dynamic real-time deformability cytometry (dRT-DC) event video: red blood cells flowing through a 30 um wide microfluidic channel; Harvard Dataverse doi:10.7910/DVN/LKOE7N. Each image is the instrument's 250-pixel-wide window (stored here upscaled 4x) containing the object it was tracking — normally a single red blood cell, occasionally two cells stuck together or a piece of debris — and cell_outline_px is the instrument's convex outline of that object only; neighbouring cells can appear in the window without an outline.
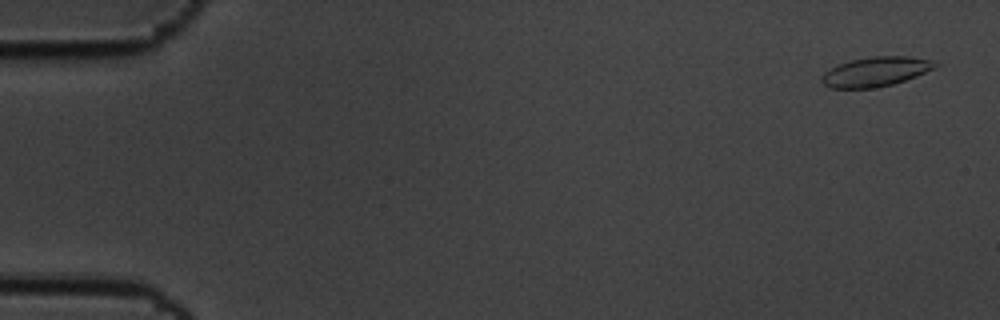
{"species": "common noctule bat (a hibernating species)", "species_latin": "Nyctalus noctula", "temperature_condition": "cold", "stored_images_in_passage": 8, "camera_frame_rate_fps": 3000, "um_per_image_px": 0.085, "animal": {"sex": "male", "body_mass_g": 19.5, "forearm_length_mm": 54.6}, "frame": {"image": 1, "passage_image": 1, "time_ms": 0.0, "image_size_px": [1000, 320], "cell_outline_px": [[940, 64], [916, 76], [892, 84], [876, 88], [832, 88], [824, 84], [820, 80], [824, 72], [836, 64], [852, 60], [872, 56], [908, 56], [932, 60]], "centroid_in_image_um": [74.4, 6.08], "position_along_channel_um": 10.6, "area_um2": 19.42}}
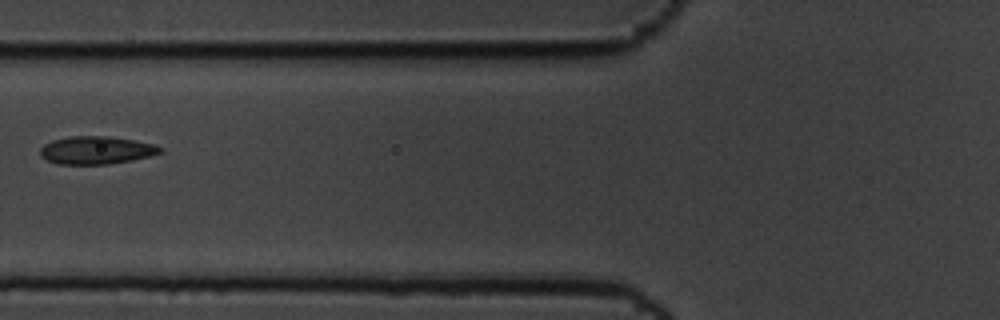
{"frame": {"image": 2, "passage_image": 7, "time_ms": 2.0, "image_size_px": [1000, 320], "cell_outline_px": [[164, 152], [132, 160], [108, 164], [56, 164], [40, 156], [40, 148], [44, 144], [52, 140], [72, 136], [108, 136], [156, 144], [164, 148]], "centroid_in_image_um": [8.2, 12.76], "position_along_channel_um": 117.6, "area_um2": 19.54}}
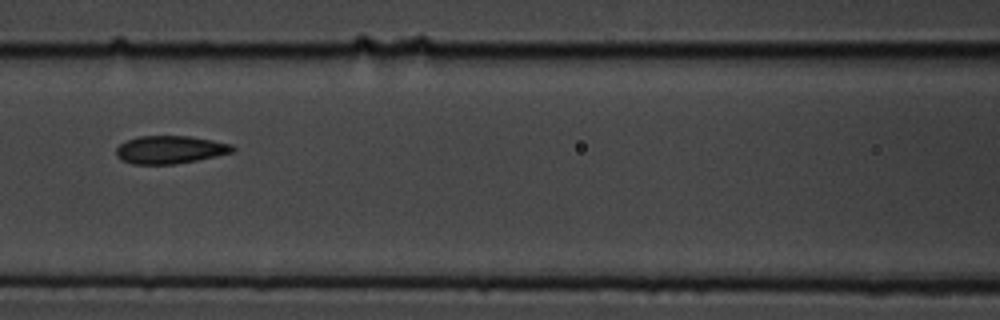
{"frame": {"image": 3, "passage_image": 8, "time_ms": 2.333, "image_size_px": [1000, 320], "cell_outline_px": [[236, 152], [176, 164], [132, 164], [116, 156], [116, 148], [120, 144], [128, 140], [140, 136], [192, 136], [232, 144], [236, 148]], "centroid_in_image_um": [14.5, 12.72], "position_along_channel_um": 152.1, "area_um2": 18.96}}